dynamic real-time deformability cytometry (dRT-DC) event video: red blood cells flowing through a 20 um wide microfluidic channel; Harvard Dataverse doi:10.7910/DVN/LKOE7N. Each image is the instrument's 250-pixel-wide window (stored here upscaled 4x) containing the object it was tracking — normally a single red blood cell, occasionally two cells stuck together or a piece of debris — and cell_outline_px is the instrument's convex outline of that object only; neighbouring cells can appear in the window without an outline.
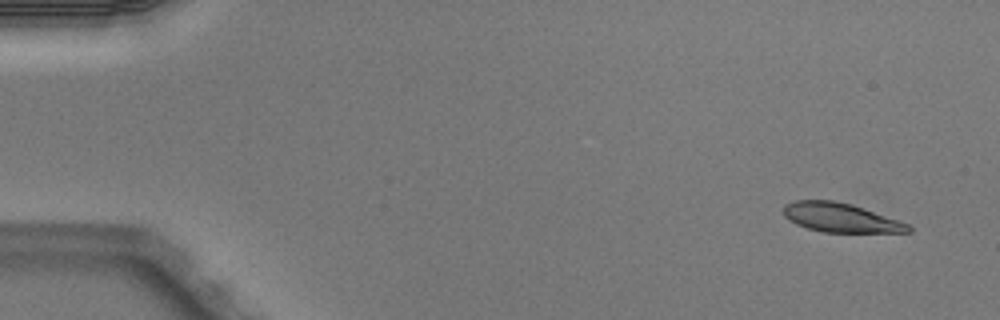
{"species": "Egyptian fruit bat (a non-hibernating species)", "species_latin": "Rousettus aegyptiacus", "temperature_condition": "warm", "stored_images_in_passage": 5, "camera_frame_rate_fps": 3000, "um_per_image_px": 0.085, "animal": {"sex": "male"}, "frame": {"image": 1, "passage_image": 1, "time_ms": 0.0, "image_size_px": [1000, 320], "cell_outline_px": [[912, 232], [824, 232], [808, 228], [796, 224], [788, 220], [784, 216], [784, 204], [796, 200], [832, 200], [852, 204], [908, 224], [912, 228]], "centroid_in_image_um": [71.41, 18.49], "position_along_channel_um": 13.6, "area_um2": 20.98}}
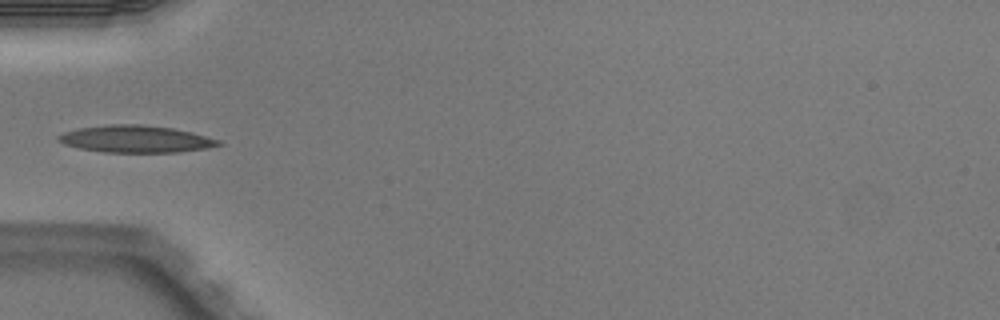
{"frame": {"image": 2, "passage_image": 4, "time_ms": 1.0, "image_size_px": [1000, 320], "cell_outline_px": [[224, 144], [208, 148], [176, 152], [104, 152], [80, 148], [64, 144], [56, 140], [56, 136], [64, 132], [80, 128], [108, 124], [140, 124], [172, 128], [220, 140]], "centroid_in_image_um": [11.51, 11.81], "position_along_channel_um": 73.5, "area_um2": 25.09}}
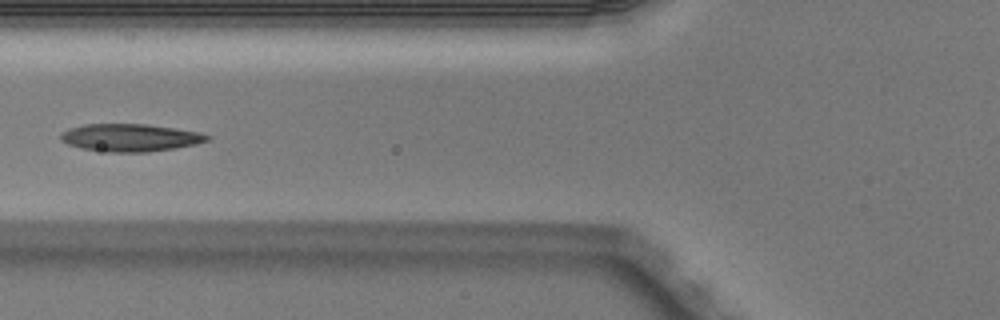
{"frame": {"image": 3, "passage_image": 5, "time_ms": 1.333, "image_size_px": [1000, 320], "cell_outline_px": [[212, 136], [208, 140], [196, 144], [176, 148], [148, 152], [108, 152], [80, 148], [68, 144], [60, 140], [60, 136], [68, 128], [84, 124], [144, 124], [200, 132]], "centroid_in_image_um": [11.06, 11.7], "position_along_channel_um": 114.7, "area_um2": 23.52}}